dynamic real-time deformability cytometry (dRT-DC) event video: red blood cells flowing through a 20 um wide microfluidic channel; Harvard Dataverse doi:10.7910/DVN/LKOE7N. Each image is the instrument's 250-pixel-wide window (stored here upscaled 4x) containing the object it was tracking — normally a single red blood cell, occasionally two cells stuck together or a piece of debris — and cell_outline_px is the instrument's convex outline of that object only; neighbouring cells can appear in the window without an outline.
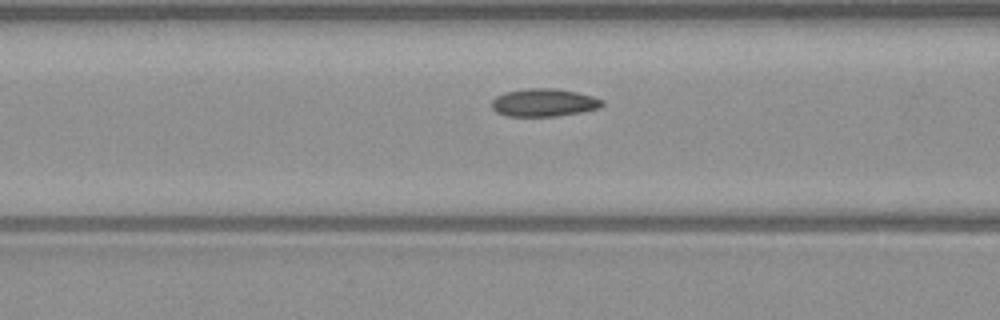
{"species": "common noctule bat (a hibernating species)", "species_latin": "Nyctalus noctula", "temperature_condition": "warm", "stored_images_in_passage": 12, "camera_frame_rate_fps": 3000, "um_per_image_px": 0.085, "animal": {"sex": "male", "body_mass_g": 23.1, "forearm_length_mm": 52.7}, "frame": {"image": 1, "passage_image": 10, "time_ms": 3.0, "image_size_px": [1000, 320], "cell_outline_px": [[604, 104], [600, 108], [580, 112], [556, 116], [508, 116], [496, 112], [492, 108], [492, 100], [496, 96], [504, 92], [528, 88], [556, 88], [576, 92], [592, 96], [604, 100]], "centroid_in_image_um": [46.23, 8.71], "position_along_channel_um": 120.4, "area_um2": 17.98}}